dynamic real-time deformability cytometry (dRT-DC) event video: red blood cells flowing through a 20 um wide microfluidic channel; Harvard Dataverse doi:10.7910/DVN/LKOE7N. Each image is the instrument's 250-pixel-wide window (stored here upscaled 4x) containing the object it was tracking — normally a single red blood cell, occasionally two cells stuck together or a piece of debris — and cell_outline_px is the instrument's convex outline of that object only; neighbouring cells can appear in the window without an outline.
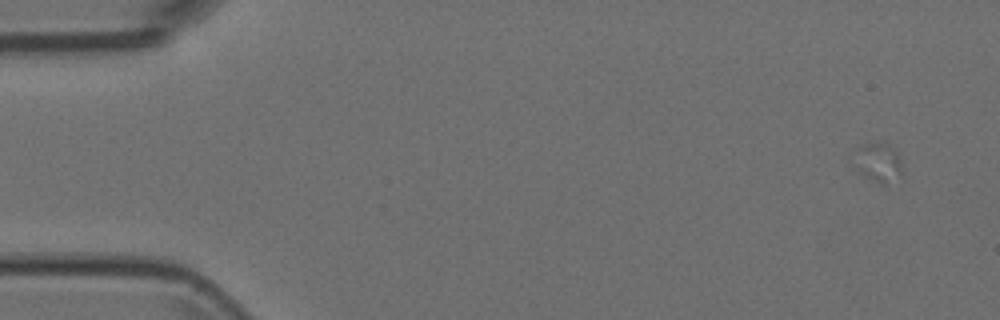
{"species": "Egyptian fruit bat (a non-hibernating species)", "species_latin": "Rousettus aegyptiacus", "temperature_condition": "room temperature", "stored_images_in_passage": 4, "camera_frame_rate_fps": 3000, "um_per_image_px": 0.085, "animal": {"sex": "female"}, "frame": {"image": 1, "passage_image": 1, "time_ms": 0.0, "image_size_px": [1000, 320], "cell_outline_px": [[900, 172], [884, 184], [880, 184], [856, 172], [856, 148], [860, 144], [880, 140], [896, 148], [900, 160]], "centroid_in_image_um": [74.6, 13.71], "position_along_channel_um": 10.4, "area_um2": 10.92}}